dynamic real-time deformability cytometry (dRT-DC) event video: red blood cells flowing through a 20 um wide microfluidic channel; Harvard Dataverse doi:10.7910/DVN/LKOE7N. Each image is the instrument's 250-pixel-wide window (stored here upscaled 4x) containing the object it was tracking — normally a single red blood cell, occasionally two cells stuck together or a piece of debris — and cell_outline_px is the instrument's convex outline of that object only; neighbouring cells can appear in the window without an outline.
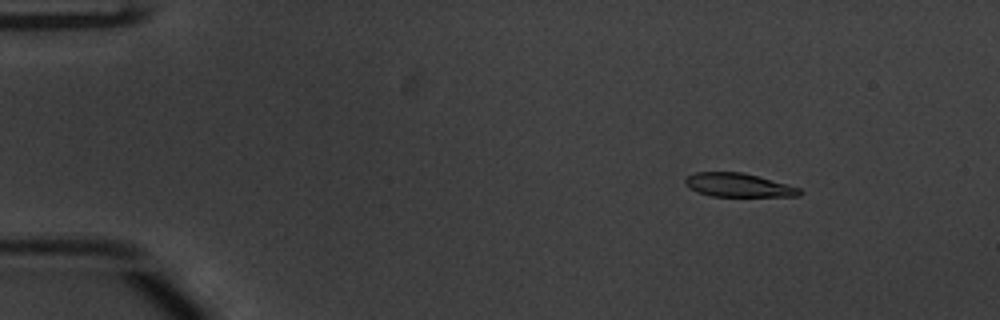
{"species": "common noctule bat (a hibernating species)", "species_latin": "Nyctalus noctula", "temperature_condition": "warm", "stored_images_in_passage": 53, "camera_frame_rate_fps": 3000, "um_per_image_px": 0.085, "animal": {"sex": "male", "body_mass_g": 20.1, "forearm_length_mm": 53.5}, "frame": {"image": 1, "passage_image": 7, "time_ms": 2.0, "image_size_px": [1000, 320], "cell_outline_px": [[804, 192], [800, 196], [712, 196], [700, 192], [684, 184], [684, 180], [688, 176], [696, 172], [744, 172], [788, 184], [800, 188]], "centroid_in_image_um": [62.82, 15.73], "position_along_channel_um": 22.2, "area_um2": 15.72}}
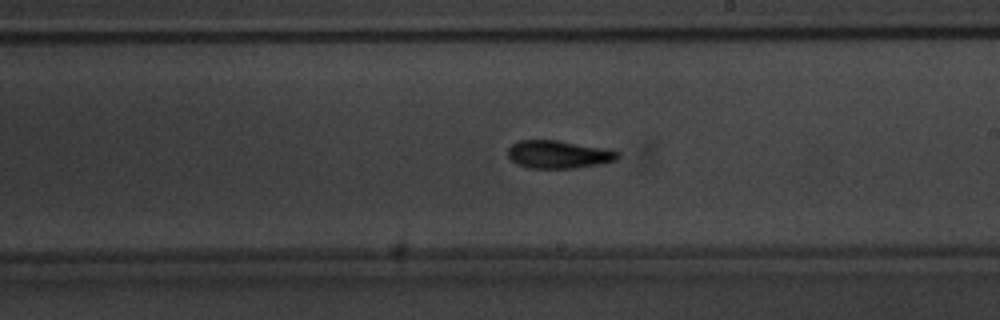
{"frame": {"image": 2, "passage_image": 31, "time_ms": 10.0, "image_size_px": [1000, 320], "cell_outline_px": [[620, 156], [616, 160], [600, 164], [572, 168], [528, 168], [516, 164], [508, 156], [508, 148], [512, 144], [520, 140], [556, 140], [612, 148], [620, 152]], "centroid_in_image_um": [47.53, 13.11], "position_along_channel_um": 241.5, "area_um2": 18.15}}
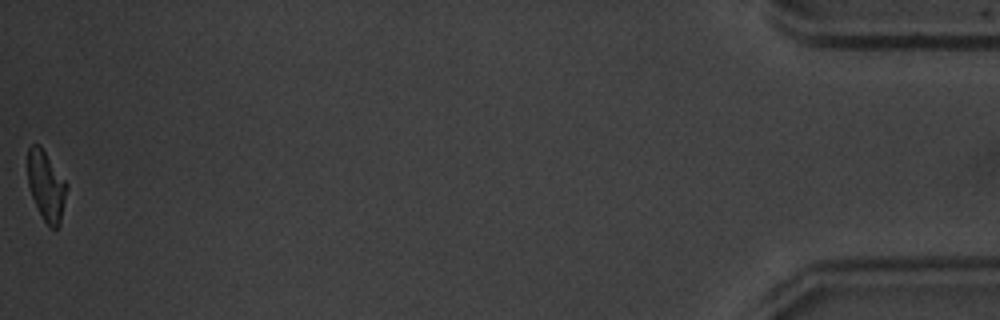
{"frame": {"image": 3, "passage_image": 53, "time_ms": 17.333, "image_size_px": [1000, 320], "cell_outline_px": [[68, 188], [60, 224], [56, 228], [48, 228], [32, 196], [28, 184], [28, 148], [32, 144], [40, 144], [68, 184]], "centroid_in_image_um": [3.95, 15.79], "position_along_channel_um": 431.3, "area_um2": 15.9}, "authors_computed_cell_mechanics": {"area_um2": 17.2822, "velocity_mm_per_s": 3.8456, "shape_relaxation_time_tau1_ms": 3.0498, "shape_relaxation_time_tau2_ms": 3.1604, "deformation_change_tau1": 0.1369, "deformation_change_tau2": 0.1066}}